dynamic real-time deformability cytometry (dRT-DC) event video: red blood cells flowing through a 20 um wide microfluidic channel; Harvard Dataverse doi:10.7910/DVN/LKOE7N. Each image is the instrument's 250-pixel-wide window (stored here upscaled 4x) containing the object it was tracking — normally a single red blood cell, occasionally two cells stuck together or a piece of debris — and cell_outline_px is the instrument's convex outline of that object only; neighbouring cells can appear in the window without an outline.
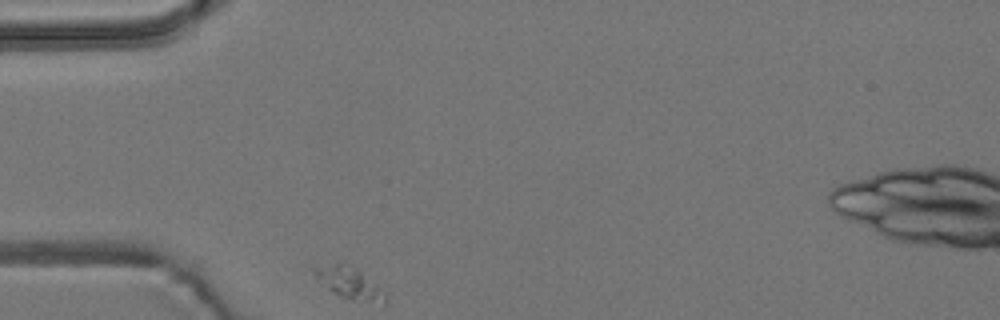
{"species": "common noctule bat (a hibernating species)", "species_latin": "Nyctalus noctula", "temperature_condition": "room temperature", "stored_images_in_passage": 35, "camera_frame_rate_fps": 3000, "um_per_image_px": 0.085, "animal": {"sex": "male", "body_mass_g": 19.2, "forearm_length_mm": 51.8}, "frame": {"image": 1, "passage_image": 1, "time_ms": 0.0, "image_size_px": [1000, 320], "cell_outline_px": [[384, 304], [340, 296], [332, 292], [316, 276], [316, 268], [336, 264], [340, 264], [360, 272], [384, 292]], "centroid_in_image_um": [29.71, 24.1], "position_along_channel_um": 55.3, "area_um2": 11.5}}
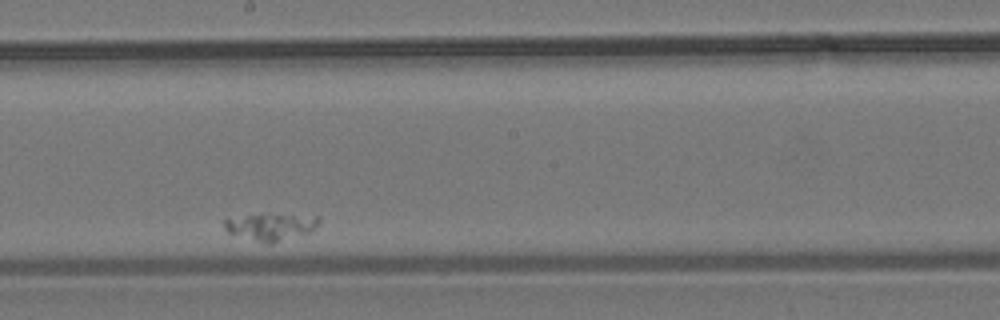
{"frame": {"image": 2, "passage_image": 20, "time_ms": 6.333, "image_size_px": [1000, 320], "cell_outline_px": [[320, 220], [308, 232], [272, 244], [268, 244], [228, 232], [224, 228], [224, 220], [248, 216], [320, 216]], "centroid_in_image_um": [23.01, 19.31], "position_along_channel_um": 225.2, "area_um2": 13.81}}
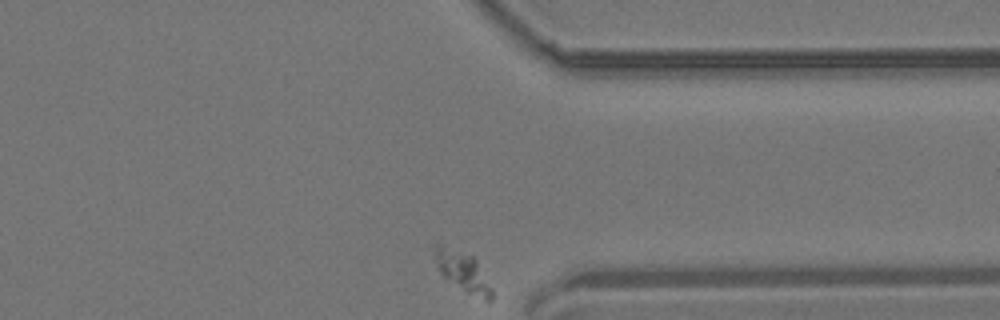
{"frame": {"image": 3, "passage_image": 35, "time_ms": 11.333, "image_size_px": [1000, 320], "cell_outline_px": [[492, 300], [488, 304], [468, 292], [444, 276], [440, 272], [436, 264], [436, 252], [440, 248], [472, 256], [476, 260], [492, 288]], "centroid_in_image_um": [39.48, 23.24], "position_along_channel_um": 371.9, "area_um2": 12.08}}